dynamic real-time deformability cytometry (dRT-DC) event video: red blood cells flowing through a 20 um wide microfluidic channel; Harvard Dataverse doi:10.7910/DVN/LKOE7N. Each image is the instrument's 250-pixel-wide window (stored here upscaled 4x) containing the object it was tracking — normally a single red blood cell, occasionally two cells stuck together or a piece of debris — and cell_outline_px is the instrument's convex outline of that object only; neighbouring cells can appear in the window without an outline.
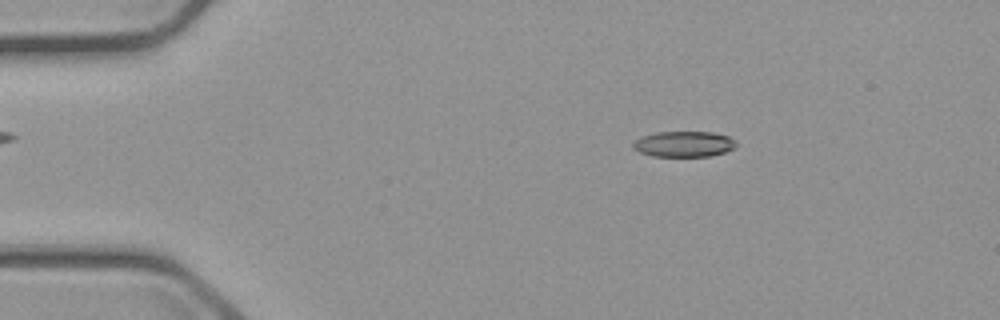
{"species": "common noctule bat (a hibernating species)", "species_latin": "Nyctalus noctula", "temperature_condition": "cold", "stored_images_in_passage": 4, "camera_frame_rate_fps": 3000, "um_per_image_px": 0.085, "animal": {"sex": "male", "body_mass_g": 23.1, "forearm_length_mm": 52.7}, "frame": {"image": 1, "passage_image": 2, "time_ms": 1.333, "image_size_px": [1000, 320], "cell_outline_px": [[736, 144], [732, 148], [724, 152], [708, 156], [652, 156], [640, 152], [632, 148], [632, 144], [636, 140], [644, 136], [656, 132], [712, 132], [728, 136], [736, 140]], "centroid_in_image_um": [58.12, 12.24], "position_along_channel_um": 26.9, "area_um2": 15.26}}